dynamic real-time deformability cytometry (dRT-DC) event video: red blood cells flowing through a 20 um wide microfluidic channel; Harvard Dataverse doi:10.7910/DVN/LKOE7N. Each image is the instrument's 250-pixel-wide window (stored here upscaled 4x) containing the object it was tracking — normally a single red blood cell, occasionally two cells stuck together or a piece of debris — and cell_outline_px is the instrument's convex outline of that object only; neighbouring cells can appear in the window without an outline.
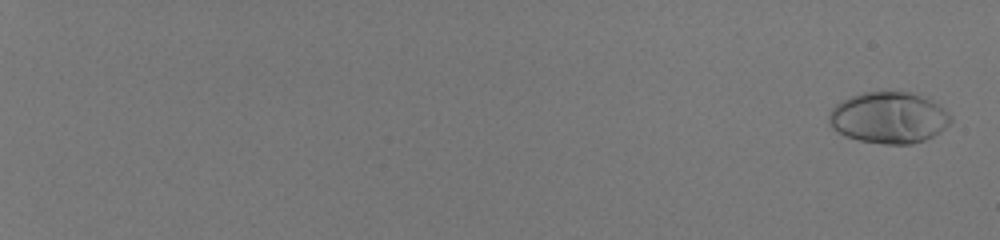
{"species": "human", "species_latin": "Homo sapiens", "temperature_condition": "room temperature", "stored_images_in_passage": 58, "camera_frame_rate_fps": 3000, "um_per_image_px": 0.085, "donor": {"sex": "male"}, "frame": {"image": 1, "passage_image": 2, "time_ms": 0.333, "image_size_px": [1000, 240], "cell_outline_px": [[952, 120], [940, 132], [924, 140], [912, 144], [884, 144], [860, 140], [844, 136], [832, 128], [828, 120], [828, 116], [832, 108], [836, 104], [860, 92], [912, 92], [940, 104], [952, 116]], "centroid_in_image_um": [75.55, 10.0], "position_along_channel_um": 9.4, "area_um2": 36.47}}
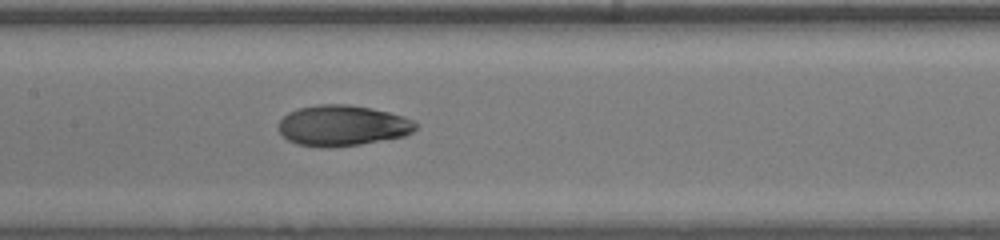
{"frame": {"image": 2, "passage_image": 36, "time_ms": 11.667, "image_size_px": [1000, 240], "cell_outline_px": [[416, 128], [412, 132], [404, 136], [360, 144], [328, 148], [320, 148], [296, 144], [288, 140], [280, 132], [280, 120], [288, 112], [296, 108], [320, 104], [348, 104], [372, 108], [404, 116], [412, 120], [416, 124]], "centroid_in_image_um": [29.09, 10.67], "position_along_channel_um": 178.3, "area_um2": 32.6}}
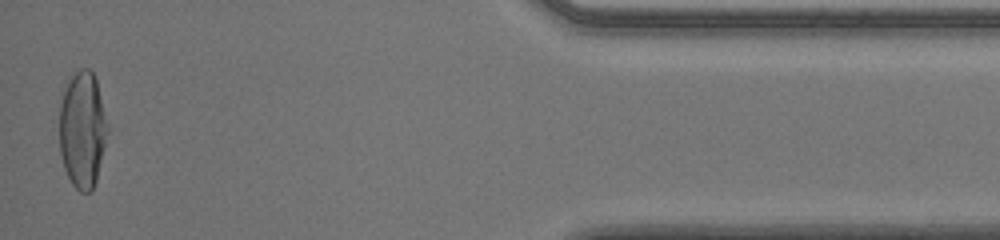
{"frame": {"image": 3, "passage_image": 58, "time_ms": 19.0, "image_size_px": [1000, 240], "cell_outline_px": [[108, 132], [96, 180], [92, 192], [80, 192], [72, 184], [64, 168], [60, 152], [60, 104], [68, 80], [80, 68], [88, 68], [92, 72], [96, 80], [108, 128]], "centroid_in_image_um": [7.0, 11.05], "position_along_channel_um": 428.2, "area_um2": 32.31}, "authors_computed_cell_mechanics": {"area_um2": 32.5992, "velocity_mm_per_s": 4.0719, "shape_relaxation_time_tau1_ms": 4.247, "shape_relaxation_time_tau2_ms": 0.7937, "deformation_change_tau1": 0.2177, "deformation_change_tau2": 0.0467}}